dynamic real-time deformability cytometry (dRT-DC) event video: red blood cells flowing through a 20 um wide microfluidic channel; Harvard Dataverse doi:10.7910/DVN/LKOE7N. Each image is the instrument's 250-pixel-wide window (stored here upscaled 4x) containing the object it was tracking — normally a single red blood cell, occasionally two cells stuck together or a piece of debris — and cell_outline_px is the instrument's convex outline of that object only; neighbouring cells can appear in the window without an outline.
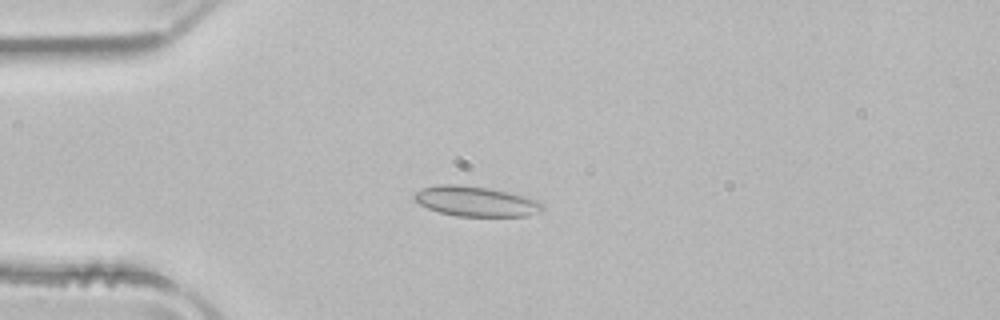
{"species": "common noctule bat (a hibernating species)", "species_latin": "Nyctalus noctula", "temperature_condition": "room temperature", "stored_images_in_passage": 40, "camera_frame_rate_fps": 3000, "um_per_image_px": 0.085, "animal": {"sex": "male", "body_mass_g": 21.5, "forearm_length_mm": 52.0}, "frame": {"image": 1, "passage_image": 2, "time_ms": 0.333, "image_size_px": [1000, 320], "cell_outline_px": [[544, 208], [540, 212], [528, 216], [456, 216], [440, 212], [428, 208], [420, 204], [412, 196], [420, 188], [436, 184], [456, 184], [488, 188], [508, 192], [540, 200], [544, 204]], "centroid_in_image_um": [40.46, 17.11], "position_along_channel_um": 44.5, "area_um2": 22.6}}
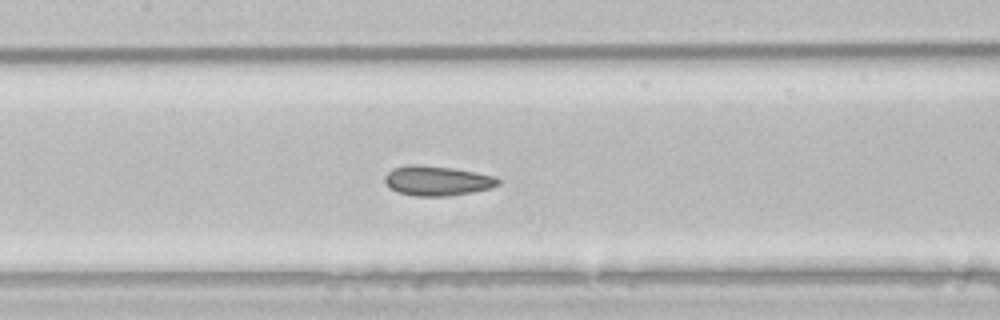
{"frame": {"image": 2, "passage_image": 13, "time_ms": 4.0, "image_size_px": [1000, 320], "cell_outline_px": [[500, 184], [492, 188], [472, 192], [448, 196], [416, 196], [396, 192], [388, 188], [384, 180], [384, 176], [392, 168], [408, 164], [420, 164], [452, 168], [476, 172], [492, 176], [500, 180]], "centroid_in_image_um": [37.11, 15.36], "position_along_channel_um": 170.3, "area_um2": 19.88}}
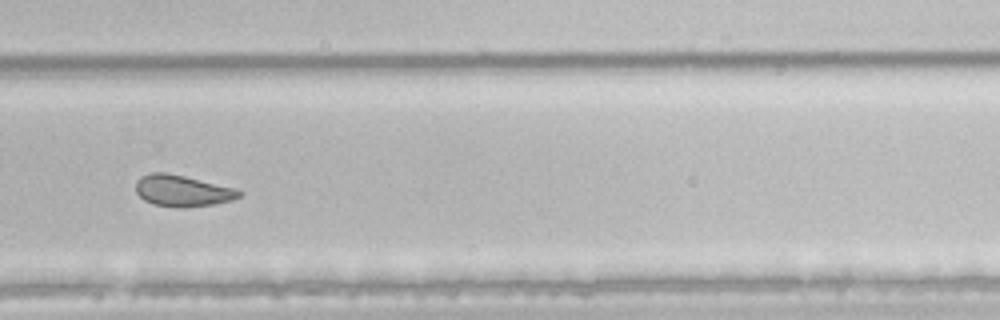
{"frame": {"image": 3, "passage_image": 24, "time_ms": 7.667, "image_size_px": [1000, 320], "cell_outline_px": [[244, 192], [240, 196], [232, 200], [216, 204], [184, 208], [180, 208], [152, 204], [144, 200], [136, 192], [136, 180], [140, 176], [152, 172], [164, 172], [184, 176], [236, 188]], "centroid_in_image_um": [15.51, 16.22], "position_along_channel_um": 314.3, "area_um2": 19.07}, "authors_computed_cell_mechanics": {"area_um2": 20.0277, "velocity_mm_per_s": 3.9577, "shape_relaxation_time_tau1_ms": 9.8079, "shape_relaxation_time_tau2_ms": 2.0675, "deformation_change_tau1": 0.138, "deformation_change_tau2": 0.0708}}